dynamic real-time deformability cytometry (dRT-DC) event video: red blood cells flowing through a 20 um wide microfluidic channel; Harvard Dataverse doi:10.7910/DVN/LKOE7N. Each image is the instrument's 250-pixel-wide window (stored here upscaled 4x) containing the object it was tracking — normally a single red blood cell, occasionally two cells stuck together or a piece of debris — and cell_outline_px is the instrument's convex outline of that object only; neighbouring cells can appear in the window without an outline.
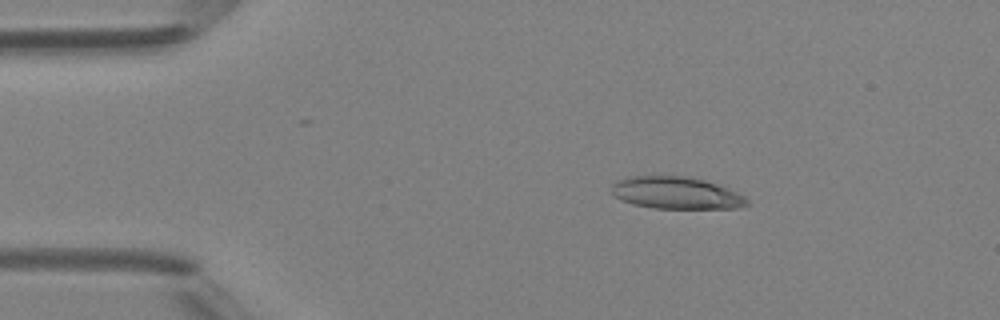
{"species": "Egyptian fruit bat (a non-hibernating species)", "species_latin": "Rousettus aegyptiacus", "temperature_condition": "room temperature", "stored_images_in_passage": 5, "camera_frame_rate_fps": 3000, "um_per_image_px": 0.085, "animal": {"sex": "female"}, "frame": {"image": 1, "passage_image": 2, "time_ms": 1.0, "image_size_px": [1000, 320], "cell_outline_px": [[752, 204], [736, 208], [656, 208], [636, 204], [620, 200], [612, 192], [612, 184], [616, 180], [628, 176], [656, 172], [688, 176], [704, 180], [728, 188], [744, 196]], "centroid_in_image_um": [57.43, 16.34], "position_along_channel_um": 27.6, "area_um2": 26.13}}
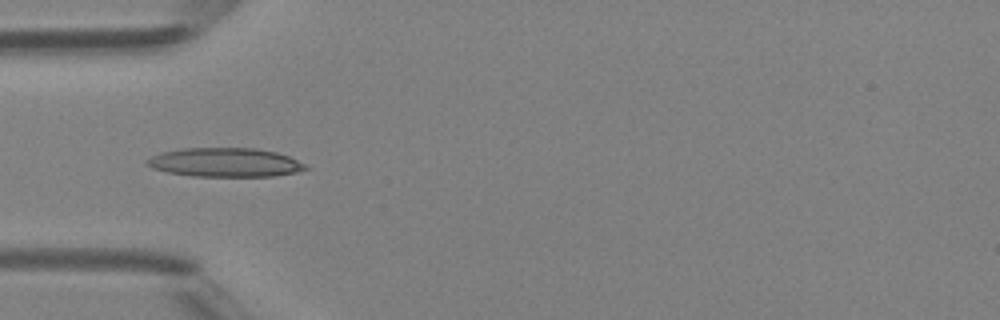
{"frame": {"image": 2, "passage_image": 4, "time_ms": 3.333, "image_size_px": [1000, 320], "cell_outline_px": [[308, 168], [296, 172], [272, 176], [192, 176], [168, 172], [152, 168], [144, 164], [144, 160], [160, 152], [184, 148], [256, 148], [276, 152], [288, 156], [304, 164]], "centroid_in_image_um": [19.07, 13.8], "position_along_channel_um": 65.9, "area_um2": 26.7}}
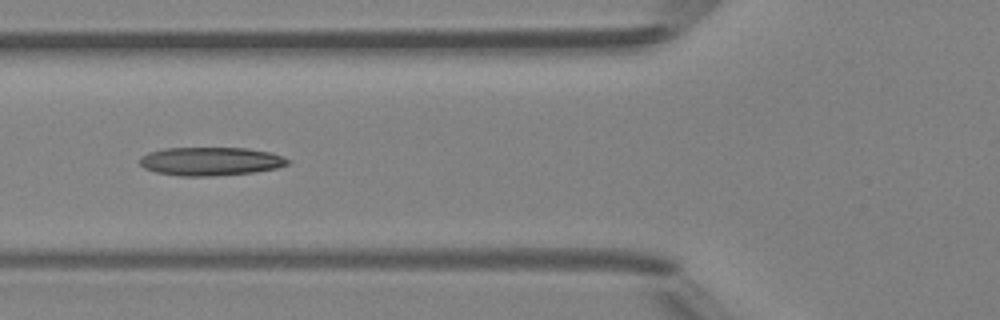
{"frame": {"image": 3, "passage_image": 5, "time_ms": 4.333, "image_size_px": [1000, 320], "cell_outline_px": [[292, 160], [288, 164], [276, 168], [252, 172], [212, 176], [180, 176], [156, 172], [144, 168], [140, 164], [140, 156], [148, 152], [164, 148], [244, 148], [272, 152]], "centroid_in_image_um": [17.89, 13.7], "position_along_channel_um": 107.9, "area_um2": 24.57}}